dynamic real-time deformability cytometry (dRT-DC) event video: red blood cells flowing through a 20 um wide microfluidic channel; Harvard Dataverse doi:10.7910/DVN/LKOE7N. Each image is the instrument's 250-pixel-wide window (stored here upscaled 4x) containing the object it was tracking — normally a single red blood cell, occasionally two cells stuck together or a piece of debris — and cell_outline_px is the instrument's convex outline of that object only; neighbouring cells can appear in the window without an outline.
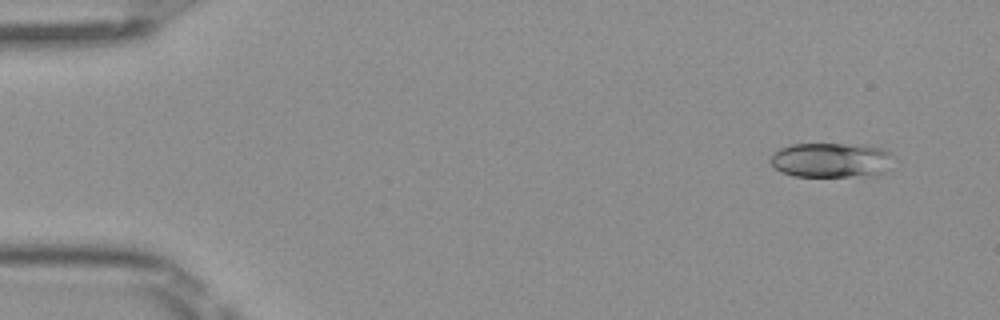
{"species": "Egyptian fruit bat (a non-hibernating species)", "species_latin": "Rousettus aegyptiacus", "temperature_condition": "room temperature", "stored_images_in_passage": 3, "camera_frame_rate_fps": 3000, "um_per_image_px": 0.085, "frame": {"image": 1, "passage_image": 1, "time_ms": 0.0, "image_size_px": [1000, 320], "cell_outline_px": [[892, 152], [884, 172], [872, 176], [796, 176], [780, 172], [768, 160], [772, 152], [788, 144], [844, 144], [884, 148]], "centroid_in_image_um": [70.57, 13.6], "position_along_channel_um": 14.4, "area_um2": 24.85}}